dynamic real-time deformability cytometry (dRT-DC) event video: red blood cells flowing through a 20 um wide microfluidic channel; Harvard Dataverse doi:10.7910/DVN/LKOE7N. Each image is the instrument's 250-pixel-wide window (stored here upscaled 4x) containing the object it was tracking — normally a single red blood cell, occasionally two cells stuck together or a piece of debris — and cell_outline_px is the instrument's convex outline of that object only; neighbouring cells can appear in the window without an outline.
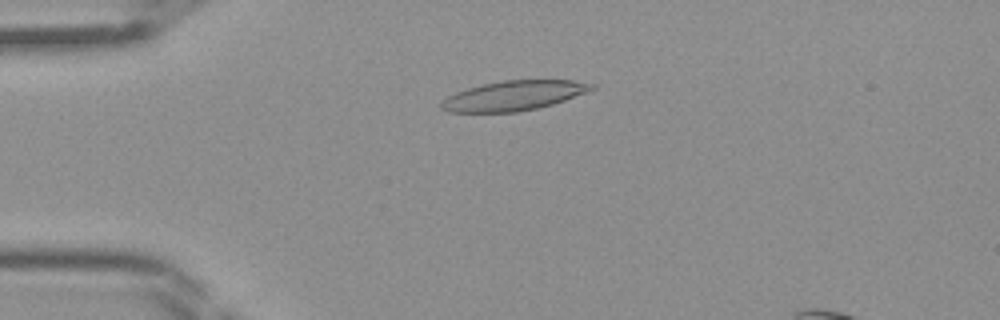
{"species": "Egyptian fruit bat (a non-hibernating species)", "species_latin": "Rousettus aegyptiacus", "temperature_condition": "room temperature", "stored_images_in_passage": 35, "camera_frame_rate_fps": 3000, "um_per_image_px": 0.085, "frame": {"image": 1, "passage_image": 2, "time_ms": 0.333, "image_size_px": [1000, 320], "cell_outline_px": [[596, 88], [564, 100], [552, 104], [536, 108], [516, 112], [448, 112], [440, 108], [440, 100], [456, 92], [468, 88], [484, 84], [504, 80], [572, 80], [596, 84]], "centroid_in_image_um": [43.63, 8.13], "position_along_channel_um": 41.4, "area_um2": 25.89}}
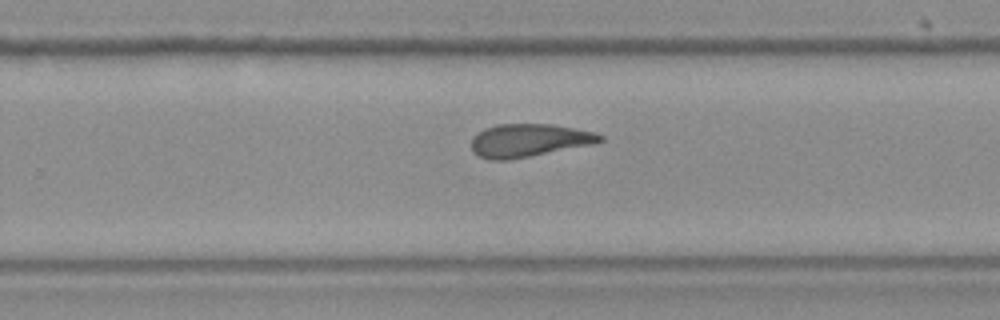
{"frame": {"image": 2, "passage_image": 20, "time_ms": 6.333, "image_size_px": [1000, 320], "cell_outline_px": [[604, 140], [596, 144], [508, 160], [488, 160], [476, 156], [472, 152], [472, 136], [484, 128], [496, 124], [552, 124], [596, 132], [604, 136]], "centroid_in_image_um": [44.95, 11.94], "position_along_channel_um": 284.8, "area_um2": 25.14}}
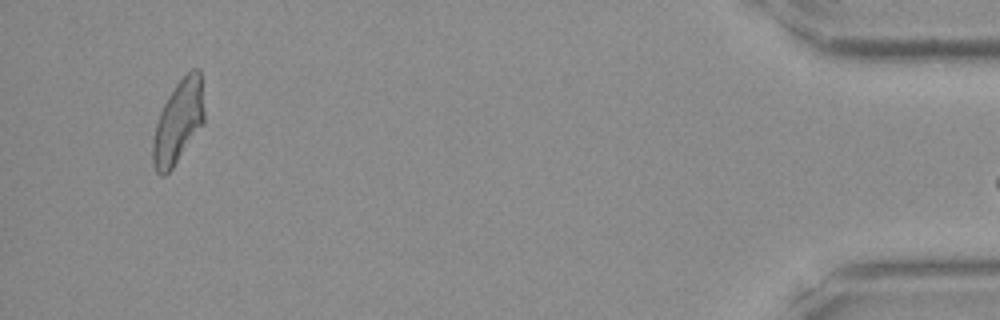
{"frame": {"image": 3, "passage_image": 34, "time_ms": 11.0, "image_size_px": [1000, 320], "cell_outline_px": [[204, 124], [172, 168], [164, 176], [160, 176], [156, 172], [152, 164], [152, 140], [156, 124], [160, 112], [168, 96], [176, 84], [192, 68], [200, 68], [204, 112]], "centroid_in_image_um": [15.15, 10.38], "position_along_channel_um": 420.1, "area_um2": 24.91}}